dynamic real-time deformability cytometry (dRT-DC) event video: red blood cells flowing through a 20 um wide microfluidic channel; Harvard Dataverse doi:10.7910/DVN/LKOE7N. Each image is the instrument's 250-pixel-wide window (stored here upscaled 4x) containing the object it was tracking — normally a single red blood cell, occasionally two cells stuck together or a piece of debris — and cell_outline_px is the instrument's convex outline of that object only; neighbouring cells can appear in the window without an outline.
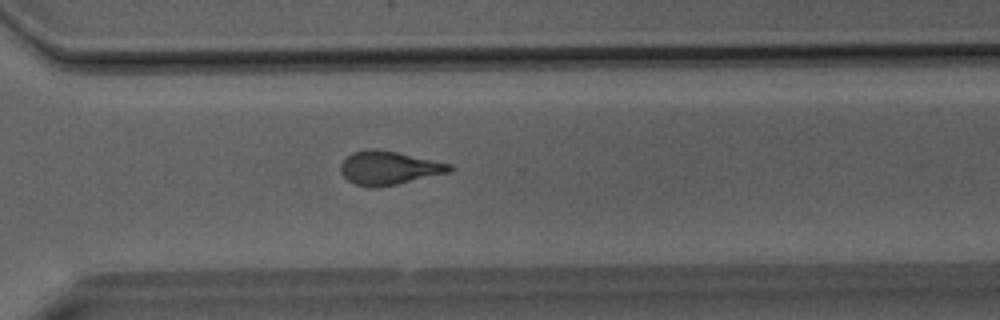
{"species": "Egyptian fruit bat (a non-hibernating species)", "species_latin": "Rousettus aegyptiacus", "temperature_condition": "room temperature", "stored_images_in_passage": 40, "camera_frame_rate_fps": 3000, "um_per_image_px": 0.085, "animal": {"sex": "male"}, "frame": {"image": 1, "passage_image": 29, "time_ms": 9.333, "image_size_px": [1000, 320], "cell_outline_px": [[452, 168], [448, 172], [396, 184], [376, 188], [372, 188], [356, 184], [348, 180], [340, 172], [340, 164], [352, 152], [368, 148], [376, 148], [396, 152], [452, 164]], "centroid_in_image_um": [33.0, 14.26], "position_along_channel_um": 337.6, "area_um2": 21.1}}
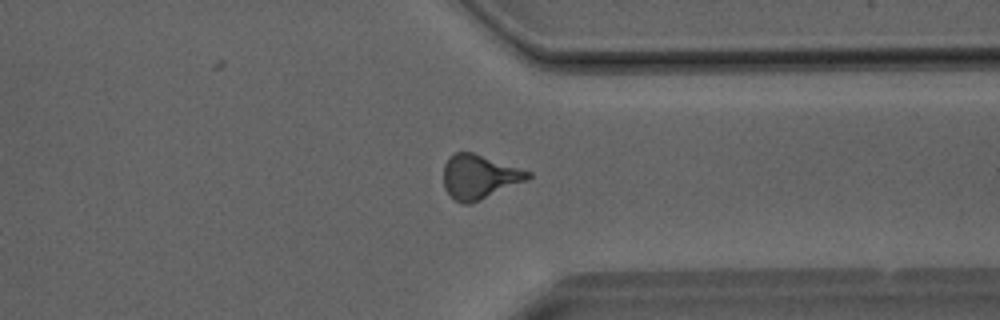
{"frame": {"image": 2, "passage_image": 31, "time_ms": 10.0, "image_size_px": [1000, 320], "cell_outline_px": [[532, 176], [528, 180], [480, 200], [468, 204], [464, 204], [456, 200], [444, 188], [444, 164], [456, 152], [472, 152], [532, 172]], "centroid_in_image_um": [40.76, 15.03], "position_along_channel_um": 370.6, "area_um2": 21.44}}
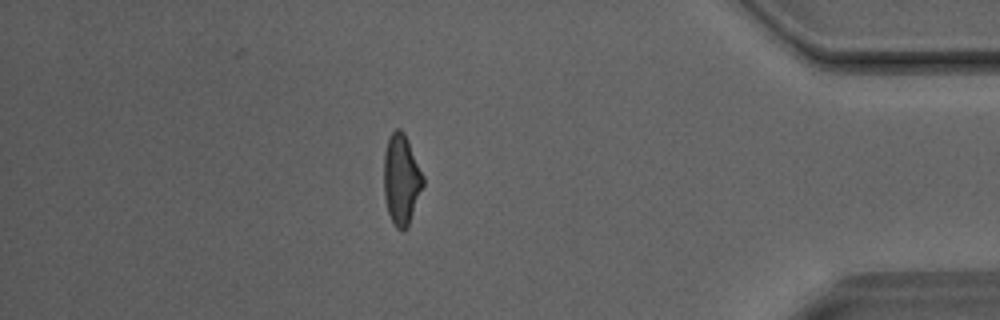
{"frame": {"image": 3, "passage_image": 35, "time_ms": 11.333, "image_size_px": [1000, 320], "cell_outline_px": [[424, 184], [408, 228], [404, 232], [400, 232], [396, 228], [388, 212], [384, 196], [384, 152], [388, 140], [392, 132], [396, 128], [400, 128], [404, 132], [408, 140], [424, 176]], "centroid_in_image_um": [34.12, 15.29], "position_along_channel_um": 401.1, "area_um2": 20.87}}